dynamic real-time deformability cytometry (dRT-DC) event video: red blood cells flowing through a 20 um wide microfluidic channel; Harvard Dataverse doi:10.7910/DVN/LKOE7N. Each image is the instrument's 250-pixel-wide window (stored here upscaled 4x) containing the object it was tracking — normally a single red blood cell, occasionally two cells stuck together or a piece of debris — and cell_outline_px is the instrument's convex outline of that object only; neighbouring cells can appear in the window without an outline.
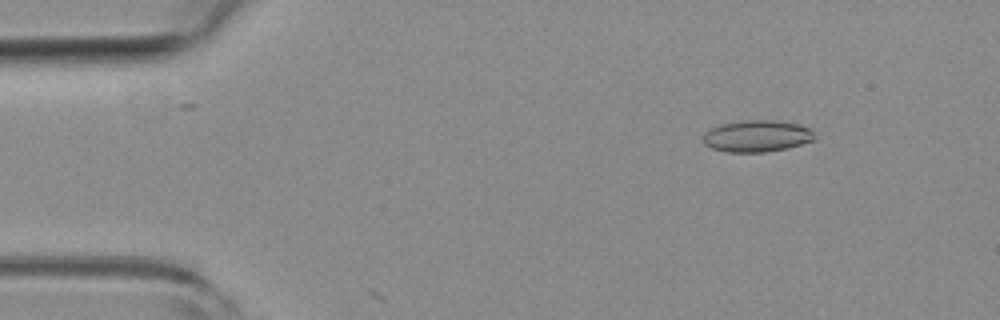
{"species": "common noctule bat (a hibernating species)", "species_latin": "Nyctalus noctula", "temperature_condition": "room temperature", "stored_images_in_passage": 7, "camera_frame_rate_fps": 3000, "um_per_image_px": 0.085, "animal": {"sex": "female", "body_mass_g": 19.3, "forearm_length_mm": 54.1}, "frame": {"image": 1, "passage_image": 5, "time_ms": 1.333, "image_size_px": [1000, 320], "cell_outline_px": [[816, 140], [788, 148], [764, 152], [728, 152], [712, 148], [704, 144], [704, 132], [708, 128], [720, 124], [744, 120], [772, 120], [796, 124], [808, 128], [816, 136]], "centroid_in_image_um": [64.32, 11.57], "position_along_channel_um": 20.7, "area_um2": 20.63}}